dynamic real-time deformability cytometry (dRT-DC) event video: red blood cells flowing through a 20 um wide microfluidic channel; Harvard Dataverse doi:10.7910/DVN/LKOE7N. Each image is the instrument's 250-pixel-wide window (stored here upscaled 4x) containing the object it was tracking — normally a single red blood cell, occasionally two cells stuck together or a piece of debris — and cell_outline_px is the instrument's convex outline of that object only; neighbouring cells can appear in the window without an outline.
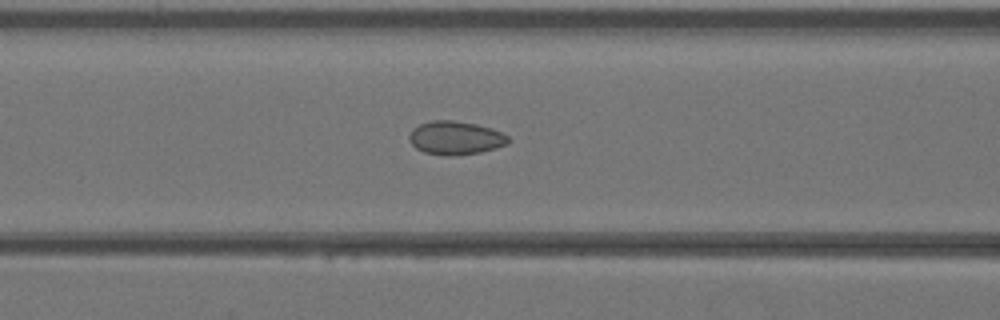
{"species": "Egyptian fruit bat (a non-hibernating species)", "species_latin": "Rousettus aegyptiacus", "temperature_condition": "warm", "stored_images_in_passage": 41, "camera_frame_rate_fps": 3000, "um_per_image_px": 0.085, "animal": {"sex": "female"}, "frame": {"image": 1, "passage_image": 17, "time_ms": 5.333, "image_size_px": [1000, 320], "cell_outline_px": [[512, 140], [508, 144], [496, 148], [480, 152], [456, 156], [444, 156], [424, 152], [416, 148], [412, 144], [408, 136], [412, 128], [420, 124], [432, 120], [452, 120], [476, 124], [492, 128], [508, 136]], "centroid_in_image_um": [38.73, 11.73], "position_along_channel_um": 127.9, "area_um2": 19.54}}
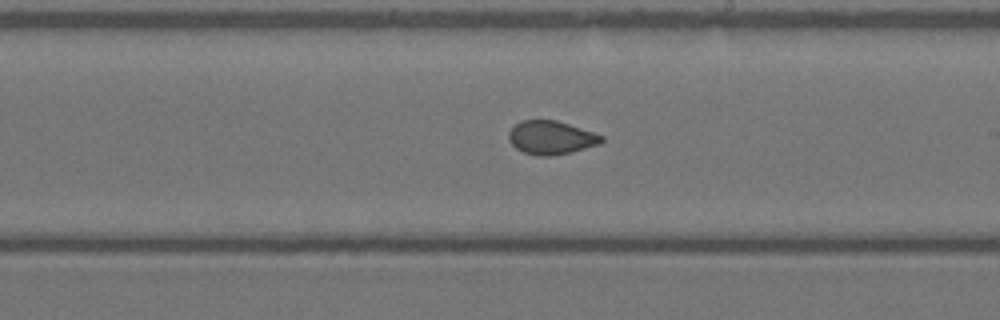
{"frame": {"image": 2, "passage_image": 24, "time_ms": 7.667, "image_size_px": [1000, 320], "cell_outline_px": [[604, 140], [600, 144], [572, 152], [548, 156], [536, 156], [524, 152], [516, 148], [508, 140], [508, 132], [520, 120], [556, 120], [604, 136]], "centroid_in_image_um": [46.83, 11.7], "position_along_channel_um": 242.2, "area_um2": 18.09}}
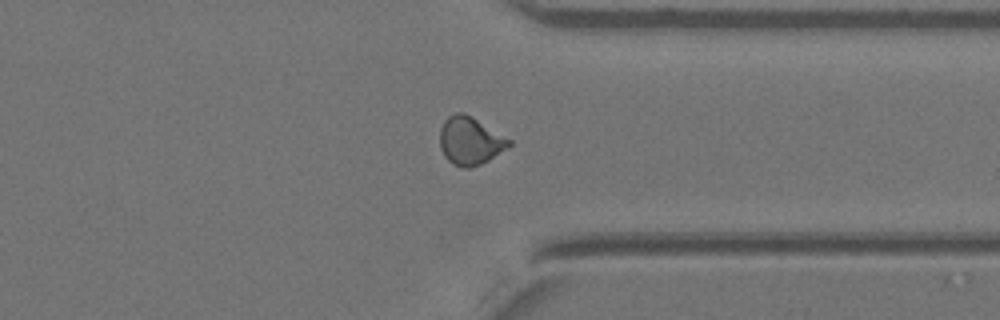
{"frame": {"image": 3, "passage_image": 32, "time_ms": 10.333, "image_size_px": [1000, 320], "cell_outline_px": [[512, 144], [508, 148], [488, 160], [480, 164], [468, 168], [464, 168], [452, 164], [444, 156], [440, 148], [440, 128], [444, 120], [448, 116], [456, 112], [464, 112], [472, 116], [512, 140]], "centroid_in_image_um": [39.95, 11.96], "position_along_channel_um": 371.4, "area_um2": 19.48}}